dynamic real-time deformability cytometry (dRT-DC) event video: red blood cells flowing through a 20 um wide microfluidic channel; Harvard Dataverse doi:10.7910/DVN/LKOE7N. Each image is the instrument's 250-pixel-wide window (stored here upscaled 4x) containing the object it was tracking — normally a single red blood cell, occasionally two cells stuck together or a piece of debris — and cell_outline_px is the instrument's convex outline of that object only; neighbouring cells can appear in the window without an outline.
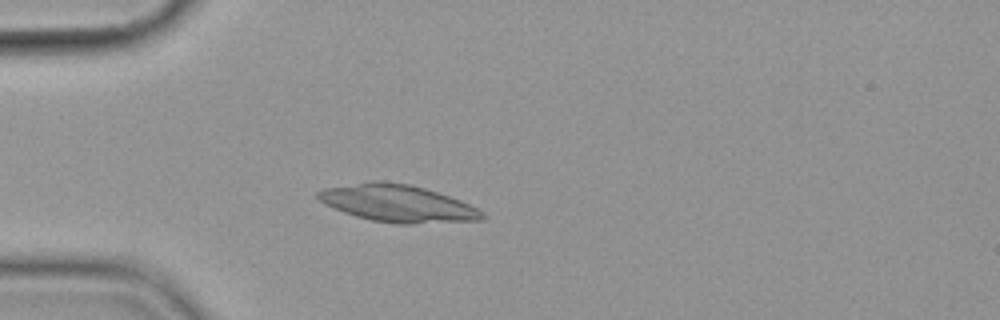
{"species": "common noctule bat (a hibernating species)", "species_latin": "Nyctalus noctula", "temperature_condition": "cold", "stored_images_in_passage": 4, "camera_frame_rate_fps": 3000, "um_per_image_px": 0.085, "animal": {"sex": "female", "body_mass_g": 19.9}, "frame": {"image": 1, "passage_image": 3, "time_ms": 2.333, "image_size_px": [1000, 320], "cell_outline_px": [[484, 220], [412, 224], [396, 224], [372, 220], [356, 216], [344, 212], [324, 204], [316, 196], [316, 192], [324, 188], [372, 180], [384, 180], [408, 184], [424, 188], [460, 200], [484, 212]], "centroid_in_image_um": [33.78, 17.28], "position_along_channel_um": 51.2, "area_um2": 35.6}}